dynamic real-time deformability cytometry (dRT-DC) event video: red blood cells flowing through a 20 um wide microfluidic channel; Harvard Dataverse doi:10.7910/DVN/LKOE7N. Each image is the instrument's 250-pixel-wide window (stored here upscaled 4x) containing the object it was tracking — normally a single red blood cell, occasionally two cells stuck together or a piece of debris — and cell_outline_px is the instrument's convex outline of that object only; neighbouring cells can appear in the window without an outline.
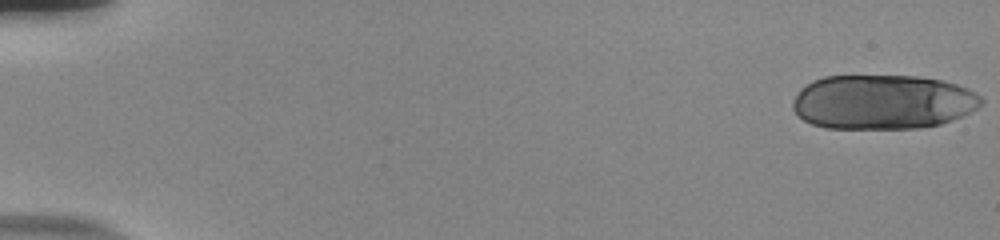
{"species": "human", "species_latin": "Homo sapiens", "temperature_condition": "room temperature", "stored_images_in_passage": 56, "camera_frame_rate_fps": 3000, "um_per_image_px": 0.085, "donor": {"sex": "male"}, "frame": {"image": 1, "passage_image": 1, "time_ms": 0.0, "image_size_px": [1000, 240], "cell_outline_px": [[984, 104], [952, 120], [940, 124], [920, 128], [824, 128], [812, 124], [804, 120], [792, 108], [792, 100], [800, 88], [812, 80], [824, 76], [916, 76], [940, 80], [956, 84], [968, 88], [976, 92], [984, 100]], "centroid_in_image_um": [75.01, 8.66], "position_along_channel_um": 10.0, "area_um2": 60.11}}
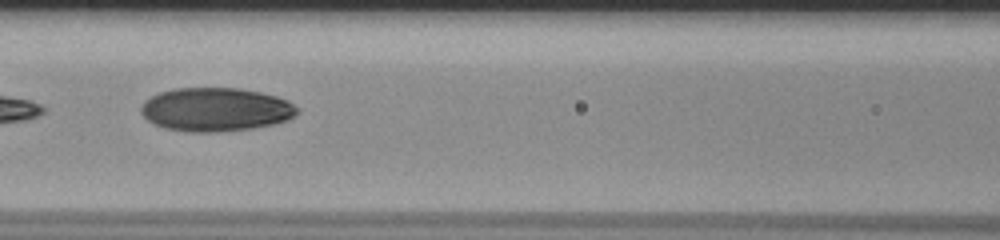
{"frame": {"image": 2, "passage_image": 27, "time_ms": 8.667, "image_size_px": [1000, 240], "cell_outline_px": [[300, 112], [288, 120], [276, 124], [252, 128], [216, 132], [188, 132], [164, 128], [148, 120], [140, 112], [140, 108], [144, 100], [160, 92], [176, 88], [240, 88], [260, 92], [276, 96], [288, 100], [300, 108]], "centroid_in_image_um": [18.37, 9.31], "position_along_channel_um": 148.2, "area_um2": 40.0}}
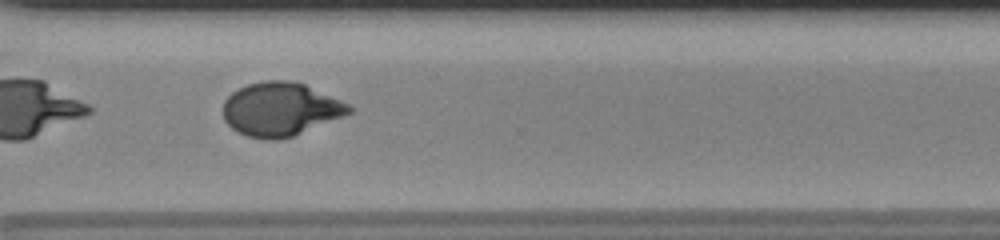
{"frame": {"image": 3, "passage_image": 43, "time_ms": 14.0, "image_size_px": [1000, 240], "cell_outline_px": [[352, 112], [344, 116], [292, 136], [276, 140], [268, 140], [248, 136], [232, 128], [224, 120], [224, 100], [232, 92], [248, 84], [268, 80], [288, 80], [304, 84], [340, 100], [348, 104], [352, 108]], "centroid_in_image_um": [23.83, 9.28], "position_along_channel_um": 346.8, "area_um2": 38.84}, "authors_computed_cell_mechanics": {"area_um2": 40.171, "velocity_mm_per_s": 3.7351, "shape_relaxation_time_tau1_ms": 7.7753, "shape_relaxation_time_tau2_ms": 1.3228, "deformation_change_tau1": 0.2708, "deformation_change_tau2": 0.0496}}